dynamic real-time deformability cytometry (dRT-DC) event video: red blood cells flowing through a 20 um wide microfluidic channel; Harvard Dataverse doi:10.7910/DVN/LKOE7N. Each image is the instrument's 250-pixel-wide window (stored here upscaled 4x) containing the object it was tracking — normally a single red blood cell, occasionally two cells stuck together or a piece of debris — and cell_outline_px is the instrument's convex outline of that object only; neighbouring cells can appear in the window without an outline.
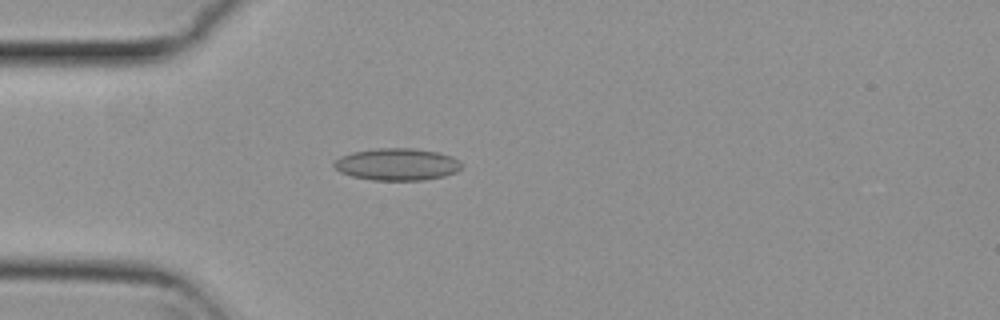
{"species": "common noctule bat (a hibernating species)", "species_latin": "Nyctalus noctula", "temperature_condition": "cold", "stored_images_in_passage": 45, "camera_frame_rate_fps": 3000, "um_per_image_px": 0.085, "animal": {"sex": "female", "body_mass_g": 29.2, "forearm_length_mm": 56.3}, "frame": {"image": 1, "passage_image": 13, "time_ms": 4.0, "image_size_px": [1000, 320], "cell_outline_px": [[464, 164], [456, 172], [444, 176], [420, 180], [372, 180], [352, 176], [340, 172], [332, 164], [340, 156], [352, 152], [376, 148], [416, 148], [440, 152], [452, 156], [460, 160]], "centroid_in_image_um": [33.78, 13.95], "position_along_channel_um": 51.2, "area_um2": 24.04}}
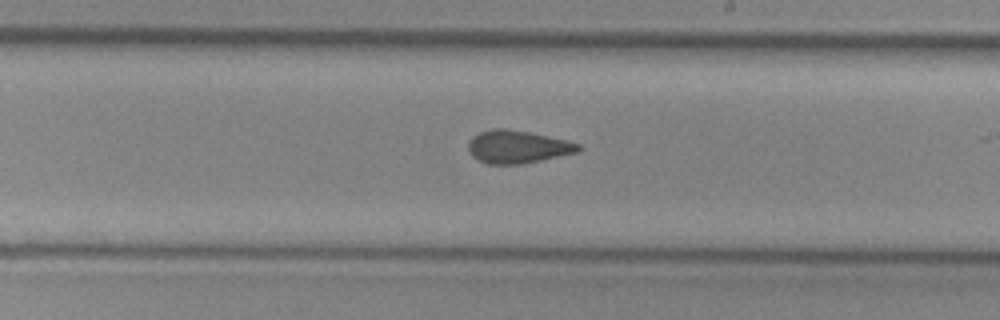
{"frame": {"image": 2, "passage_image": 29, "time_ms": 9.333, "image_size_px": [1000, 320], "cell_outline_px": [[580, 152], [520, 164], [488, 164], [472, 156], [468, 148], [468, 144], [472, 136], [480, 132], [492, 128], [504, 128], [528, 132], [564, 140], [580, 144]], "centroid_in_image_um": [43.97, 12.48], "position_along_channel_um": 245.0, "area_um2": 20.81}}
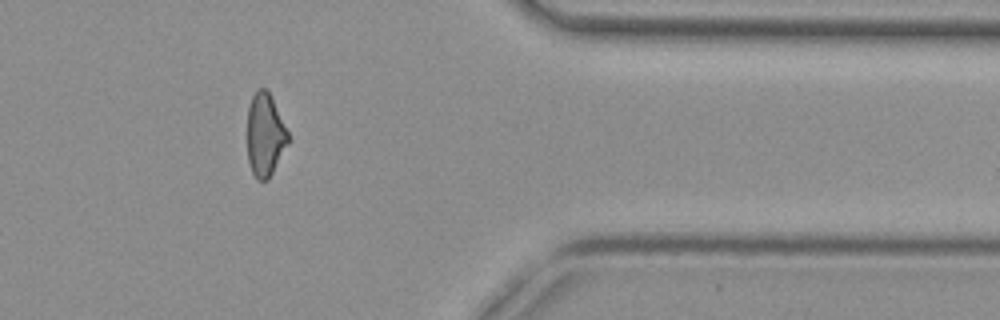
{"frame": {"image": 3, "passage_image": 42, "time_ms": 13.667, "image_size_px": [1000, 320], "cell_outline_px": [[292, 140], [268, 180], [256, 180], [252, 172], [248, 160], [248, 108], [252, 96], [256, 88], [268, 88]], "centroid_in_image_um": [22.57, 11.46], "position_along_channel_um": 388.8, "area_um2": 20.23}, "authors_computed_cell_mechanics": {"area_um2": 21.386, "velocity_mm_per_s": 3.8114, "shape_relaxation_time_tau1_ms": null, "shape_relaxation_time_tau2_ms": 1.9399, "deformation_change_tau1": null, "deformation_change_tau2": 0.0846}}